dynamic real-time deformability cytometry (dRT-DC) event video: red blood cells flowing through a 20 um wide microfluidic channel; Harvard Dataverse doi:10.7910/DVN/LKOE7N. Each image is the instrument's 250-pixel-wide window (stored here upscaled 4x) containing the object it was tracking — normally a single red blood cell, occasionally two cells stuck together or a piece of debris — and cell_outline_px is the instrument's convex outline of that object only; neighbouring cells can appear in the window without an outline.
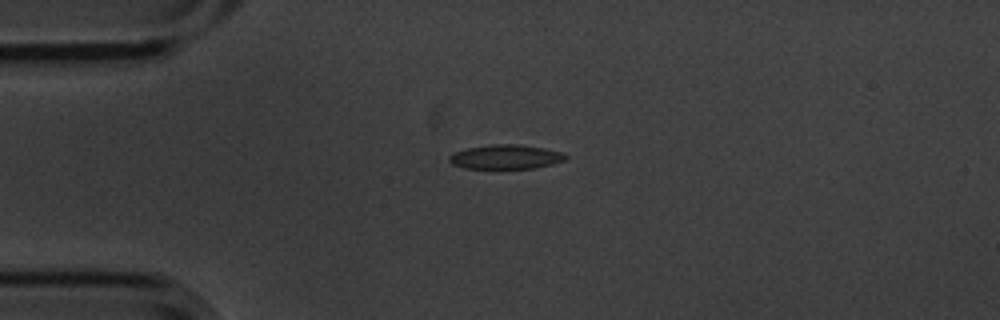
{"species": "common noctule bat (a hibernating species)", "species_latin": "Nyctalus noctula", "temperature_condition": "cold", "stored_images_in_passage": 3, "camera_frame_rate_fps": 3000, "um_per_image_px": 0.085, "animal": {"sex": "male", "body_mass_g": 20.1, "forearm_length_mm": 53.5}, "frame": {"image": 1, "passage_image": 3, "time_ms": 0.667, "image_size_px": [1000, 320], "cell_outline_px": [[568, 156], [564, 160], [552, 164], [532, 168], [464, 168], [452, 164], [448, 160], [448, 156], [456, 152], [468, 148], [492, 144], [516, 144], [544, 148], [560, 152]], "centroid_in_image_um": [42.96, 13.33], "position_along_channel_um": 42.0, "area_um2": 16.24}}